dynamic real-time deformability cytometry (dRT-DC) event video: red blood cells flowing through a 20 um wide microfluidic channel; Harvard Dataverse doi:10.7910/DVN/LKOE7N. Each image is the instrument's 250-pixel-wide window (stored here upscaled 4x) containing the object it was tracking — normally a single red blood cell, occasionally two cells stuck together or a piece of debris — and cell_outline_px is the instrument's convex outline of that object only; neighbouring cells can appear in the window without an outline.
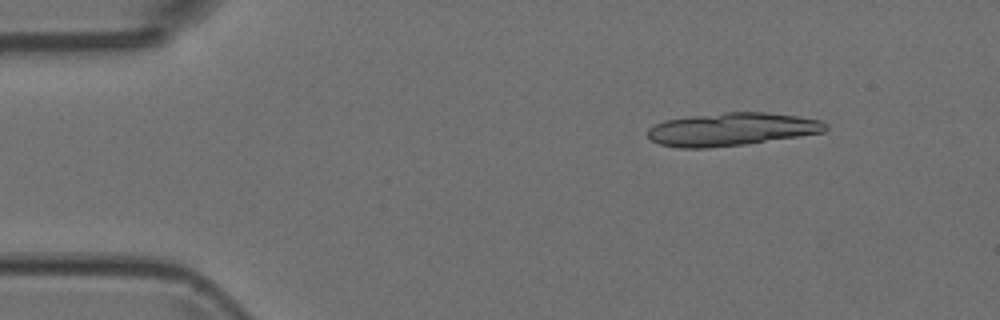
{"species": "Egyptian fruit bat (a non-hibernating species)", "species_latin": "Rousettus aegyptiacus", "temperature_condition": "room temperature", "stored_images_in_passage": 6, "segment_of_instrument_passage": [1, 2], "camera_frame_rate_fps": 3000, "um_per_image_px": 0.085, "animal": {"sex": "female"}, "frame": {"image": 1, "passage_image": 2, "time_ms": 0.333, "image_size_px": [1000, 320], "cell_outline_px": [[828, 128], [824, 132], [744, 144], [708, 148], [680, 148], [660, 144], [652, 140], [648, 136], [648, 128], [664, 120], [688, 116], [724, 112], [764, 112], [796, 116], [820, 120], [828, 124]], "centroid_in_image_um": [62.17, 10.98], "position_along_channel_um": 22.8, "area_um2": 34.04}}